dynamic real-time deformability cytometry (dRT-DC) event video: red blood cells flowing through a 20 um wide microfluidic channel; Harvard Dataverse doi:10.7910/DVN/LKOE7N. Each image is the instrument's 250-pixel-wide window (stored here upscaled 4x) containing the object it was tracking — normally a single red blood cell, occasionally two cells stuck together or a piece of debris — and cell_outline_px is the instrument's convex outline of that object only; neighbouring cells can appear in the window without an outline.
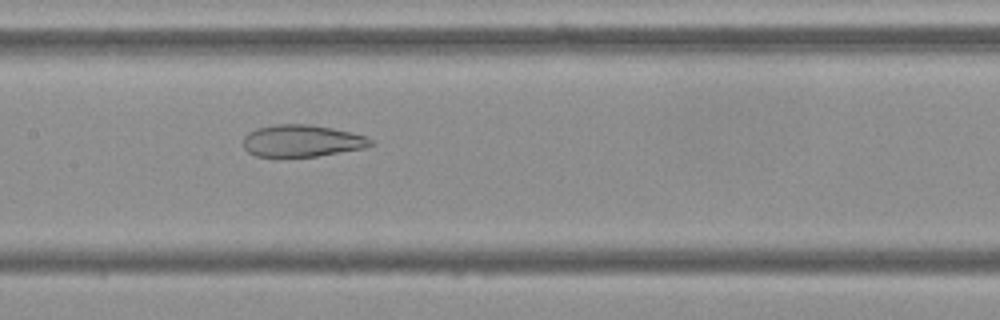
{"species": "Egyptian fruit bat (a non-hibernating species)", "species_latin": "Rousettus aegyptiacus", "temperature_condition": "cold", "stored_images_in_passage": 54, "camera_frame_rate_fps": 3000, "um_per_image_px": 0.085, "frame": {"image": 1, "passage_image": 26, "time_ms": 8.333, "image_size_px": [1000, 320], "cell_outline_px": [[372, 144], [364, 148], [316, 156], [256, 156], [248, 152], [244, 148], [244, 136], [248, 132], [256, 128], [276, 124], [308, 124], [332, 128], [352, 132], [368, 136], [372, 140]], "centroid_in_image_um": [25.66, 11.96], "position_along_channel_um": 181.7, "area_um2": 23.64}}
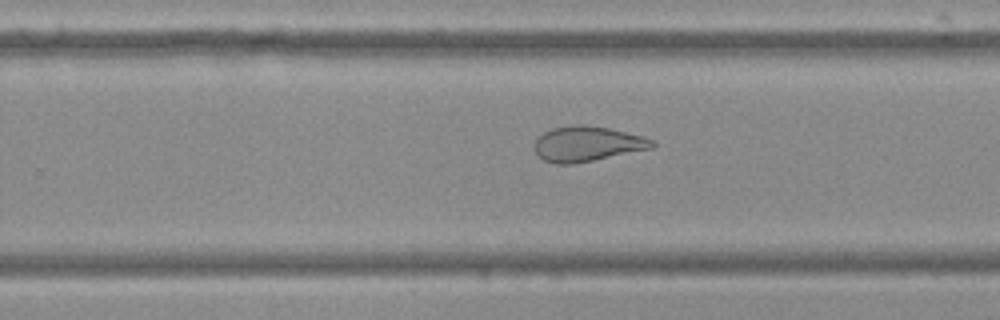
{"frame": {"image": 2, "passage_image": 34, "time_ms": 11.0, "image_size_px": [1000, 320], "cell_outline_px": [[656, 144], [652, 148], [572, 164], [556, 164], [544, 160], [532, 148], [536, 140], [544, 132], [552, 128], [584, 124], [608, 128], [644, 136], [652, 140]], "centroid_in_image_um": [49.9, 12.22], "position_along_channel_um": 279.9, "area_um2": 23.81}}
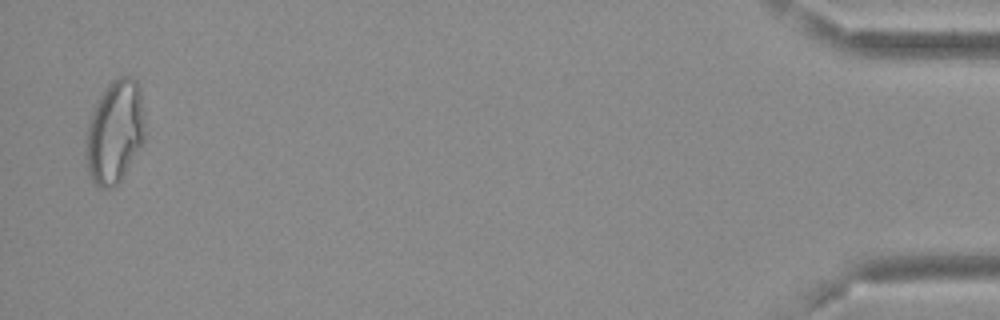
{"frame": {"image": 3, "passage_image": 53, "time_ms": 17.333, "image_size_px": [1000, 320], "cell_outline_px": [[144, 144], [120, 180], [116, 184], [108, 188], [100, 188], [88, 176], [84, 156], [84, 152], [88, 120], [92, 108], [104, 88], [112, 80], [120, 76], [132, 76], [136, 80], [140, 88], [144, 116]], "centroid_in_image_um": [9.73, 11.2], "position_along_channel_um": 425.5, "area_um2": 36.24}}